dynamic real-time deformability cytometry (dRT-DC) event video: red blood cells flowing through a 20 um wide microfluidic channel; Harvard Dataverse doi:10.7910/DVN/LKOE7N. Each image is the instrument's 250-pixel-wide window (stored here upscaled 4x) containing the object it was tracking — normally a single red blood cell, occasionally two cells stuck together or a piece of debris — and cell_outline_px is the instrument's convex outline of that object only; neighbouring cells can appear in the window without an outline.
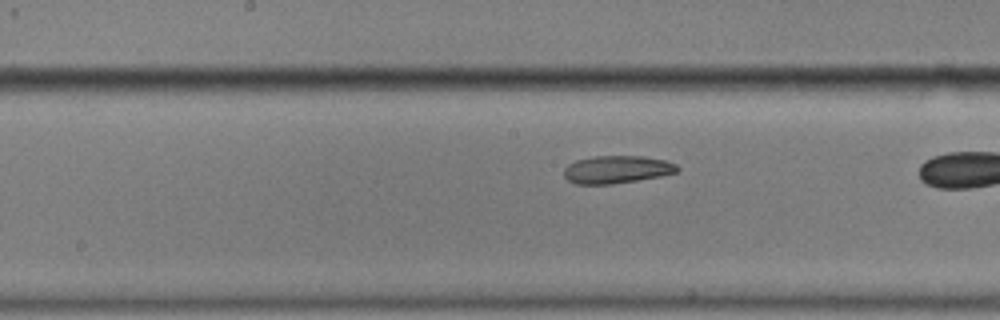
{"species": "common noctule bat (a hibernating species)", "species_latin": "Nyctalus noctula", "temperature_condition": "cold", "stored_images_in_passage": 37, "camera_frame_rate_fps": 3000, "um_per_image_px": 0.085, "animal": {"sex": "male", "body_mass_g": 17.9}, "frame": {"image": 1, "passage_image": 27, "time_ms": 8.667, "image_size_px": [1000, 320], "cell_outline_px": [[680, 168], [676, 172], [660, 176], [612, 184], [576, 184], [568, 180], [564, 176], [564, 168], [568, 164], [576, 160], [596, 156], [644, 156], [664, 160], [676, 164]], "centroid_in_image_um": [52.41, 14.4], "position_along_channel_um": 195.8, "area_um2": 18.21}}